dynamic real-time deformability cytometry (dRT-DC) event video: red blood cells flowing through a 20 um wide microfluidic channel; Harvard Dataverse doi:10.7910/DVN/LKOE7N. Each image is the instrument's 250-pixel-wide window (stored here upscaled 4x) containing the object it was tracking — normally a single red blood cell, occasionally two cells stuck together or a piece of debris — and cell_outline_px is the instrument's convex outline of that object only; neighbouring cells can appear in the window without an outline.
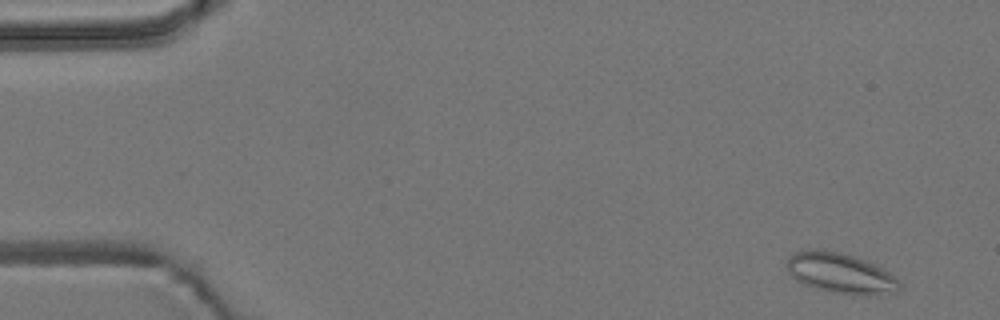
{"species": "common noctule bat (a hibernating species)", "species_latin": "Nyctalus noctula", "temperature_condition": "room temperature", "stored_images_in_passage": 7, "camera_frame_rate_fps": 3000, "um_per_image_px": 0.085, "animal": {"sex": "male", "body_mass_g": 19.2, "forearm_length_mm": 51.8}, "frame": {"image": 1, "passage_image": 1, "time_ms": 0.0, "image_size_px": [1000, 320], "cell_outline_px": [[900, 288], [872, 296], [868, 296], [832, 292], [816, 288], [804, 284], [796, 280], [788, 272], [788, 256], [796, 252], [812, 248], [824, 248], [840, 252], [864, 260], [888, 272], [900, 284]], "centroid_in_image_um": [71.36, 23.2], "position_along_channel_um": 13.6, "area_um2": 26.07}}
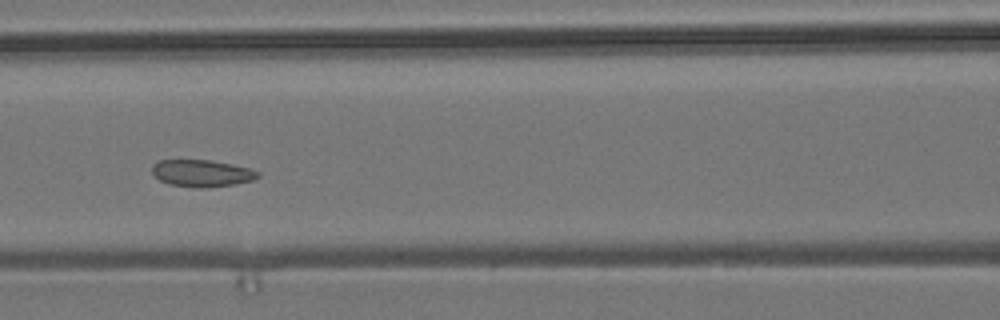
{"frame": {"image": 2, "passage_image": 7, "time_ms": 2.0, "image_size_px": [1000, 320], "cell_outline_px": [[260, 176], [252, 180], [232, 184], [204, 188], [196, 188], [168, 184], [160, 180], [152, 172], [152, 164], [160, 160], [212, 160], [232, 164], [248, 168], [260, 172]], "centroid_in_image_um": [17.14, 14.72], "position_along_channel_um": 149.5, "area_um2": 16.59}}